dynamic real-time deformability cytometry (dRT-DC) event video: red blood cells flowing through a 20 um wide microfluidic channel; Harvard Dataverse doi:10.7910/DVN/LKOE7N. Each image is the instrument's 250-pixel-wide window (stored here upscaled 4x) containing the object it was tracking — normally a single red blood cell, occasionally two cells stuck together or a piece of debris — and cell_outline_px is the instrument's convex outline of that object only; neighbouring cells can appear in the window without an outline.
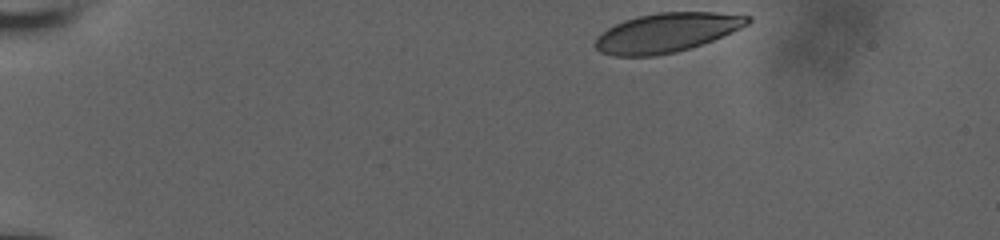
{"species": "human", "species_latin": "Homo sapiens", "temperature_condition": "room temperature", "stored_images_in_passage": 12, "camera_frame_rate_fps": 3000, "um_per_image_px": 0.085, "donor": {"sex": "male"}, "frame": {"image": 1, "passage_image": 1, "time_ms": 0.0, "image_size_px": [1000, 240], "cell_outline_px": [[752, 20], [748, 24], [732, 32], [712, 40], [676, 52], [656, 56], [612, 56], [600, 52], [592, 44], [596, 36], [608, 28], [624, 20], [640, 16], [660, 12], [716, 12], [752, 16]], "centroid_in_image_um": [56.64, 2.78], "position_along_channel_um": 28.4, "area_um2": 34.8}}
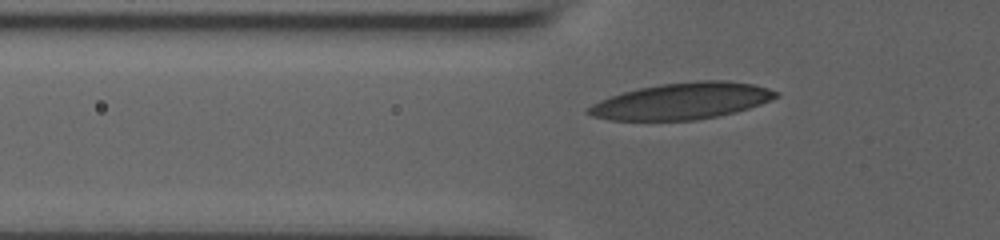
{"frame": {"image": 2, "passage_image": 12, "time_ms": 3.667, "image_size_px": [1000, 240], "cell_outline_px": [[780, 96], [760, 104], [736, 112], [696, 120], [612, 120], [592, 116], [584, 112], [584, 108], [600, 100], [624, 92], [640, 88], [660, 84], [700, 80], [728, 80], [752, 84], [768, 88], [780, 92]], "centroid_in_image_um": [57.96, 8.59], "position_along_channel_um": 67.8, "area_um2": 39.82}}